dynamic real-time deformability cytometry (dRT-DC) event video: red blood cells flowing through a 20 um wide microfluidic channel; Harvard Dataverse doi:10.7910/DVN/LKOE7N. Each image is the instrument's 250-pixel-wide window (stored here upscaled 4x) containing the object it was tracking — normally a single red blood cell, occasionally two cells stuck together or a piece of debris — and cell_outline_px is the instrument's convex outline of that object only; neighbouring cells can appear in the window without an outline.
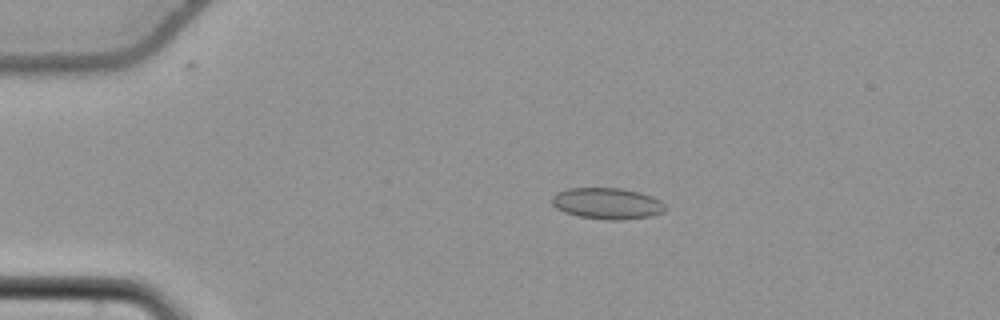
{"species": "common noctule bat (a hibernating species)", "species_latin": "Nyctalus noctula", "temperature_condition": "cold", "stored_images_in_passage": 24, "camera_frame_rate_fps": 3000, "um_per_image_px": 0.085, "animal": {"sex": "female", "body_mass_g": 22.7, "forearm_length_mm": 54.2}, "frame": {"image": 1, "passage_image": 1, "time_ms": 0.0, "image_size_px": [1000, 320], "cell_outline_px": [[664, 212], [648, 216], [620, 220], [608, 220], [580, 216], [564, 212], [556, 208], [552, 204], [552, 196], [556, 192], [568, 188], [620, 188], [640, 192], [652, 196], [660, 200], [664, 204]], "centroid_in_image_um": [51.59, 17.28], "position_along_channel_um": 33.4, "area_um2": 20.58}}
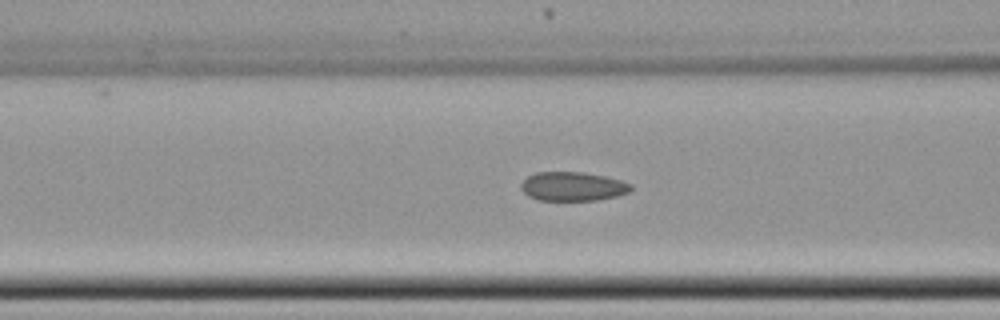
{"frame": {"image": 2, "passage_image": 12, "time_ms": 3.667, "image_size_px": [1000, 320], "cell_outline_px": [[632, 188], [628, 192], [616, 196], [596, 200], [540, 200], [528, 196], [520, 188], [520, 184], [528, 176], [536, 172], [584, 172], [604, 176], [620, 180], [632, 184]], "centroid_in_image_um": [48.67, 15.84], "position_along_channel_um": 117.9, "area_um2": 18.5}}
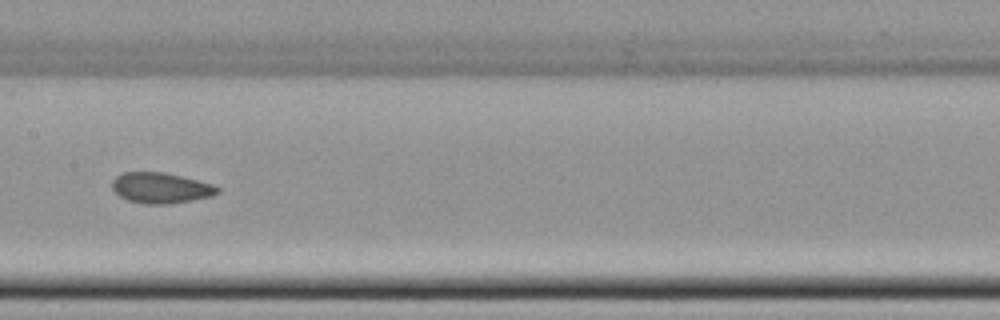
{"frame": {"image": 3, "passage_image": 18, "time_ms": 5.667, "image_size_px": [1000, 320], "cell_outline_px": [[220, 192], [212, 196], [192, 200], [168, 204], [144, 204], [128, 200], [120, 196], [112, 188], [112, 180], [116, 176], [124, 172], [164, 172], [212, 184], [220, 188]], "centroid_in_image_um": [13.66, 15.98], "position_along_channel_um": 193.7, "area_um2": 18.73}}